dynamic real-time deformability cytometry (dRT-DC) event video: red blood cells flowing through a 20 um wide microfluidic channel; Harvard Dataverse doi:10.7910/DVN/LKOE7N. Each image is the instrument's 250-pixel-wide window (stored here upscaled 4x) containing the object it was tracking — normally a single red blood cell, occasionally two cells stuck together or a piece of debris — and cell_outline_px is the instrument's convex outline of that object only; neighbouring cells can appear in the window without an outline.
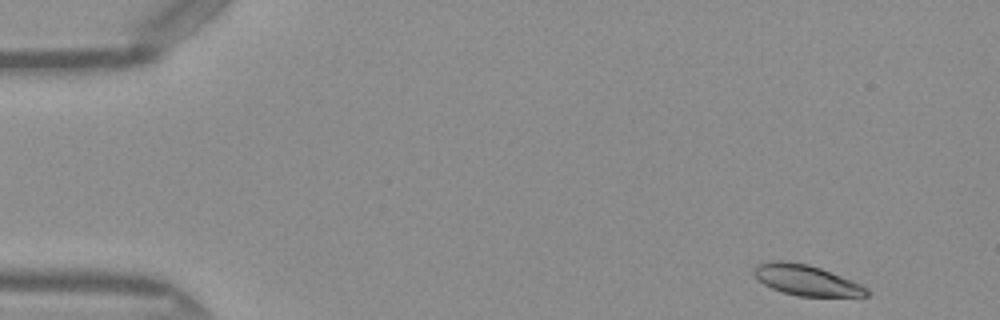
{"species": "Egyptian fruit bat (a non-hibernating species)", "species_latin": "Rousettus aegyptiacus", "temperature_condition": "warm", "stored_images_in_passage": 47, "camera_frame_rate_fps": 3000, "um_per_image_px": 0.085, "frame": {"image": 1, "passage_image": 1, "time_ms": 0.0, "image_size_px": [1000, 320], "cell_outline_px": [[872, 296], [800, 296], [784, 292], [772, 288], [764, 284], [752, 272], [756, 264], [768, 260], [784, 260], [808, 264], [820, 268], [852, 280], [868, 288], [872, 292]], "centroid_in_image_um": [68.55, 23.8], "position_along_channel_um": 16.4, "area_um2": 20.17}}
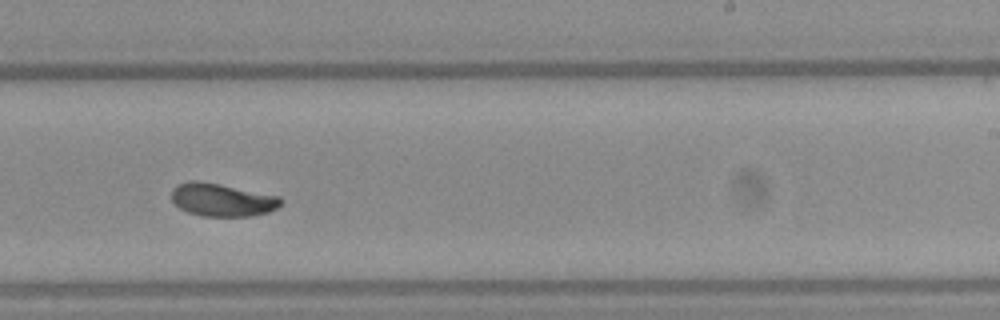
{"frame": {"image": 2, "passage_image": 28, "time_ms": 9.0, "image_size_px": [1000, 320], "cell_outline_px": [[284, 204], [268, 212], [248, 216], [204, 216], [188, 212], [180, 208], [172, 200], [172, 188], [176, 184], [188, 180], [196, 180], [220, 184], [280, 196], [284, 200]], "centroid_in_image_um": [18.89, 16.97], "position_along_channel_um": 270.1, "area_um2": 21.1}}
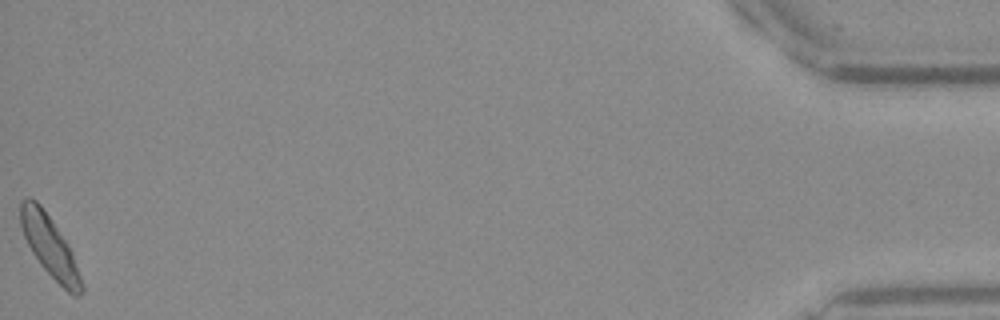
{"frame": {"image": 3, "passage_image": 47, "time_ms": 15.333, "image_size_px": [1000, 320], "cell_outline_px": [[84, 292], [80, 296], [76, 296], [68, 292], [40, 264], [32, 252], [24, 236], [20, 224], [20, 200], [28, 196], [36, 200], [40, 204], [52, 220], [68, 244], [72, 252], [84, 284]], "centroid_in_image_um": [4.24, 20.93], "position_along_channel_um": 431.0, "area_um2": 21.62}, "authors_computed_cell_mechanics": {"area_um2": 20.808, "velocity_mm_per_s": 4.059, "shape_relaxation_time_tau1_ms": 2.7923, "shape_relaxation_time_tau2_ms": 5.9476, "deformation_change_tau1": 0.1177, "deformation_change_tau2": 0.092}}